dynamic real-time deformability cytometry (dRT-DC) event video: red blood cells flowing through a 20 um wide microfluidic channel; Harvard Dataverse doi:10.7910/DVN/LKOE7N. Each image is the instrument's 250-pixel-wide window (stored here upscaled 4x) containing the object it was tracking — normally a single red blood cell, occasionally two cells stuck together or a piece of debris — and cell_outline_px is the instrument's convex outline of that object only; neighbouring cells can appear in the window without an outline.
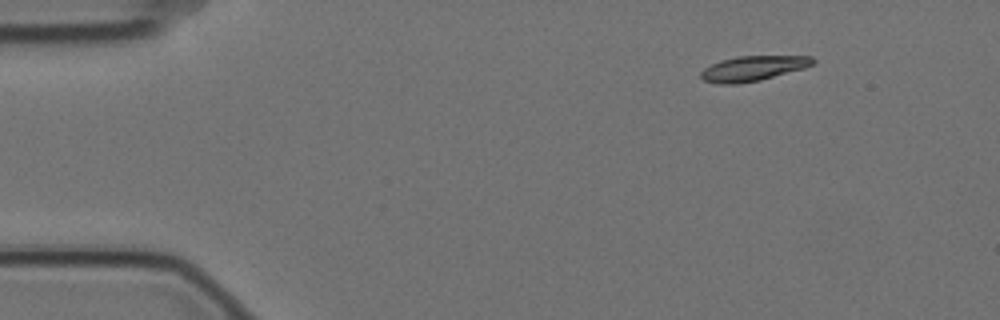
{"species": "Egyptian fruit bat (a non-hibernating species)", "species_latin": "Rousettus aegyptiacus", "temperature_condition": "cold", "stored_images_in_passage": 3, "camera_frame_rate_fps": 3000, "um_per_image_px": 0.085, "animal": {"sex": "female"}, "frame": {"image": 1, "passage_image": 3, "time_ms": 0.667, "image_size_px": [1000, 320], "cell_outline_px": [[816, 60], [812, 64], [804, 68], [760, 80], [736, 84], [720, 84], [704, 80], [700, 76], [700, 72], [704, 68], [720, 60], [736, 56], [812, 56]], "centroid_in_image_um": [63.99, 5.81], "position_along_channel_um": 21.0, "area_um2": 16.24}}